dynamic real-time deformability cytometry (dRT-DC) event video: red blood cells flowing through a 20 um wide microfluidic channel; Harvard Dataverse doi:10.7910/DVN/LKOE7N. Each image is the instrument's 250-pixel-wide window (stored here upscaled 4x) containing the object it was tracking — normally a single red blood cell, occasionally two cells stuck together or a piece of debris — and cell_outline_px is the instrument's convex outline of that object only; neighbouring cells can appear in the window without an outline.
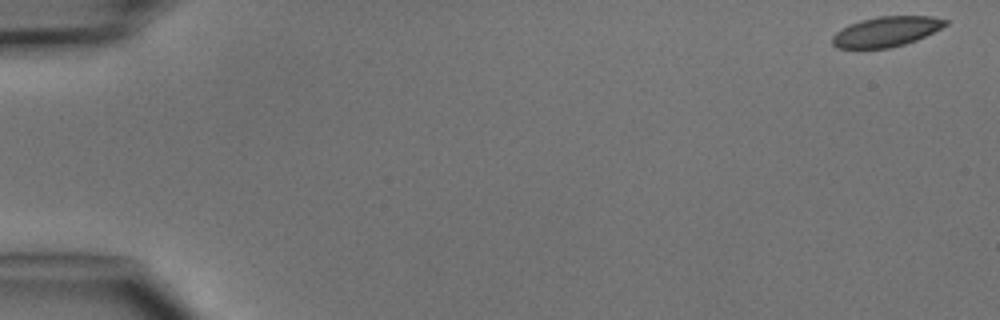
{"species": "common noctule bat (a hibernating species)", "species_latin": "Nyctalus noctula", "temperature_condition": "cold", "stored_images_in_passage": 4, "camera_frame_rate_fps": 3000, "um_per_image_px": 0.085, "animal": {"sex": "male", "body_mass_g": 15.6}, "frame": {"image": 1, "passage_image": 1, "time_ms": 0.0, "image_size_px": [1000, 320], "cell_outline_px": [[948, 24], [916, 40], [904, 44], [888, 48], [836, 48], [832, 44], [832, 36], [836, 32], [848, 24], [860, 20], [880, 16], [932, 16], [948, 20]], "centroid_in_image_um": [75.3, 2.68], "position_along_channel_um": 9.7, "area_um2": 19.71}}